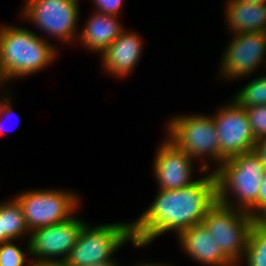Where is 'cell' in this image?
<instances>
[{
  "instance_id": "6da1fadb",
  "label": "cell",
  "mask_w": 266,
  "mask_h": 266,
  "mask_svg": "<svg viewBox=\"0 0 266 266\" xmlns=\"http://www.w3.org/2000/svg\"><path fill=\"white\" fill-rule=\"evenodd\" d=\"M214 172L180 189L161 190L152 205L132 224V244L148 245L161 234L182 231L201 224L209 209L217 202Z\"/></svg>"
},
{
  "instance_id": "7a4b0ae2",
  "label": "cell",
  "mask_w": 266,
  "mask_h": 266,
  "mask_svg": "<svg viewBox=\"0 0 266 266\" xmlns=\"http://www.w3.org/2000/svg\"><path fill=\"white\" fill-rule=\"evenodd\" d=\"M31 30L1 26L0 73L4 81L23 77L46 67L56 57V49Z\"/></svg>"
},
{
  "instance_id": "3957f363",
  "label": "cell",
  "mask_w": 266,
  "mask_h": 266,
  "mask_svg": "<svg viewBox=\"0 0 266 266\" xmlns=\"http://www.w3.org/2000/svg\"><path fill=\"white\" fill-rule=\"evenodd\" d=\"M264 166L254 150L225 159L214 170L217 200L227 206L248 212L256 203L261 188ZM233 191L239 200L236 205L227 198ZM239 204V205H238Z\"/></svg>"
},
{
  "instance_id": "277c9868",
  "label": "cell",
  "mask_w": 266,
  "mask_h": 266,
  "mask_svg": "<svg viewBox=\"0 0 266 266\" xmlns=\"http://www.w3.org/2000/svg\"><path fill=\"white\" fill-rule=\"evenodd\" d=\"M202 223L222 252L236 265L245 255L248 236L255 223L248 212L217 201Z\"/></svg>"
},
{
  "instance_id": "5b68a950",
  "label": "cell",
  "mask_w": 266,
  "mask_h": 266,
  "mask_svg": "<svg viewBox=\"0 0 266 266\" xmlns=\"http://www.w3.org/2000/svg\"><path fill=\"white\" fill-rule=\"evenodd\" d=\"M127 241H134L132 224H107L93 229L85 224L64 265L89 266L112 261L111 254Z\"/></svg>"
},
{
  "instance_id": "8992f818",
  "label": "cell",
  "mask_w": 266,
  "mask_h": 266,
  "mask_svg": "<svg viewBox=\"0 0 266 266\" xmlns=\"http://www.w3.org/2000/svg\"><path fill=\"white\" fill-rule=\"evenodd\" d=\"M169 137L179 149L192 158L207 156L218 160L225 158L219 153V141L212 117L203 115L177 116L169 122Z\"/></svg>"
},
{
  "instance_id": "52a82bcc",
  "label": "cell",
  "mask_w": 266,
  "mask_h": 266,
  "mask_svg": "<svg viewBox=\"0 0 266 266\" xmlns=\"http://www.w3.org/2000/svg\"><path fill=\"white\" fill-rule=\"evenodd\" d=\"M15 199L22 208L30 231L71 218L79 203L75 194L60 190L28 191Z\"/></svg>"
},
{
  "instance_id": "ba28073f",
  "label": "cell",
  "mask_w": 266,
  "mask_h": 266,
  "mask_svg": "<svg viewBox=\"0 0 266 266\" xmlns=\"http://www.w3.org/2000/svg\"><path fill=\"white\" fill-rule=\"evenodd\" d=\"M24 16L36 26L65 42L72 41L78 20L77 0H26ZM74 35V36H73Z\"/></svg>"
},
{
  "instance_id": "9c48e42d",
  "label": "cell",
  "mask_w": 266,
  "mask_h": 266,
  "mask_svg": "<svg viewBox=\"0 0 266 266\" xmlns=\"http://www.w3.org/2000/svg\"><path fill=\"white\" fill-rule=\"evenodd\" d=\"M85 224L72 216L63 222L32 230L28 251L30 255L37 257L32 261L64 263ZM59 255L62 257L60 260L50 258Z\"/></svg>"
},
{
  "instance_id": "30bf717a",
  "label": "cell",
  "mask_w": 266,
  "mask_h": 266,
  "mask_svg": "<svg viewBox=\"0 0 266 266\" xmlns=\"http://www.w3.org/2000/svg\"><path fill=\"white\" fill-rule=\"evenodd\" d=\"M226 107V108H225ZM212 117L219 141V153L225 158L250 152L256 140L246 110L235 101Z\"/></svg>"
},
{
  "instance_id": "8fae6325",
  "label": "cell",
  "mask_w": 266,
  "mask_h": 266,
  "mask_svg": "<svg viewBox=\"0 0 266 266\" xmlns=\"http://www.w3.org/2000/svg\"><path fill=\"white\" fill-rule=\"evenodd\" d=\"M266 32L238 33L225 51L221 72L227 78L250 74L263 62Z\"/></svg>"
},
{
  "instance_id": "7c38bea8",
  "label": "cell",
  "mask_w": 266,
  "mask_h": 266,
  "mask_svg": "<svg viewBox=\"0 0 266 266\" xmlns=\"http://www.w3.org/2000/svg\"><path fill=\"white\" fill-rule=\"evenodd\" d=\"M155 157L154 171L161 190L180 189L197 181L191 179L193 158L169 139L161 145Z\"/></svg>"
},
{
  "instance_id": "4fadbf2b",
  "label": "cell",
  "mask_w": 266,
  "mask_h": 266,
  "mask_svg": "<svg viewBox=\"0 0 266 266\" xmlns=\"http://www.w3.org/2000/svg\"><path fill=\"white\" fill-rule=\"evenodd\" d=\"M178 237L184 251L194 260L211 266H235L210 236L203 223L187 228Z\"/></svg>"
},
{
  "instance_id": "5bb4252c",
  "label": "cell",
  "mask_w": 266,
  "mask_h": 266,
  "mask_svg": "<svg viewBox=\"0 0 266 266\" xmlns=\"http://www.w3.org/2000/svg\"><path fill=\"white\" fill-rule=\"evenodd\" d=\"M142 50V42L135 33L125 32L112 42L101 54L105 70L116 76L131 73L137 64Z\"/></svg>"
},
{
  "instance_id": "9a60e30c",
  "label": "cell",
  "mask_w": 266,
  "mask_h": 266,
  "mask_svg": "<svg viewBox=\"0 0 266 266\" xmlns=\"http://www.w3.org/2000/svg\"><path fill=\"white\" fill-rule=\"evenodd\" d=\"M225 13L234 34L266 32V3L253 4L230 0Z\"/></svg>"
},
{
  "instance_id": "2e32d148",
  "label": "cell",
  "mask_w": 266,
  "mask_h": 266,
  "mask_svg": "<svg viewBox=\"0 0 266 266\" xmlns=\"http://www.w3.org/2000/svg\"><path fill=\"white\" fill-rule=\"evenodd\" d=\"M122 31L116 16L96 12L86 23L80 40L90 50L102 53Z\"/></svg>"
},
{
  "instance_id": "e0dca14e",
  "label": "cell",
  "mask_w": 266,
  "mask_h": 266,
  "mask_svg": "<svg viewBox=\"0 0 266 266\" xmlns=\"http://www.w3.org/2000/svg\"><path fill=\"white\" fill-rule=\"evenodd\" d=\"M13 199L5 204H0L2 233L9 240L17 239V237H21L25 232H30L20 204L15 198Z\"/></svg>"
},
{
  "instance_id": "ac0fdd59",
  "label": "cell",
  "mask_w": 266,
  "mask_h": 266,
  "mask_svg": "<svg viewBox=\"0 0 266 266\" xmlns=\"http://www.w3.org/2000/svg\"><path fill=\"white\" fill-rule=\"evenodd\" d=\"M244 256L247 266H266V227L259 221L250 230Z\"/></svg>"
},
{
  "instance_id": "d6986e66",
  "label": "cell",
  "mask_w": 266,
  "mask_h": 266,
  "mask_svg": "<svg viewBox=\"0 0 266 266\" xmlns=\"http://www.w3.org/2000/svg\"><path fill=\"white\" fill-rule=\"evenodd\" d=\"M234 101L244 109L266 105V75L251 80L238 92Z\"/></svg>"
},
{
  "instance_id": "ffe728a7",
  "label": "cell",
  "mask_w": 266,
  "mask_h": 266,
  "mask_svg": "<svg viewBox=\"0 0 266 266\" xmlns=\"http://www.w3.org/2000/svg\"><path fill=\"white\" fill-rule=\"evenodd\" d=\"M245 110L255 140L266 138V105L252 106Z\"/></svg>"
},
{
  "instance_id": "44dd1931",
  "label": "cell",
  "mask_w": 266,
  "mask_h": 266,
  "mask_svg": "<svg viewBox=\"0 0 266 266\" xmlns=\"http://www.w3.org/2000/svg\"><path fill=\"white\" fill-rule=\"evenodd\" d=\"M12 240L0 244V266H24L25 254Z\"/></svg>"
},
{
  "instance_id": "7402d4cb",
  "label": "cell",
  "mask_w": 266,
  "mask_h": 266,
  "mask_svg": "<svg viewBox=\"0 0 266 266\" xmlns=\"http://www.w3.org/2000/svg\"><path fill=\"white\" fill-rule=\"evenodd\" d=\"M254 221H260L266 215V170L262 176L257 203L248 211Z\"/></svg>"
},
{
  "instance_id": "603a6c76",
  "label": "cell",
  "mask_w": 266,
  "mask_h": 266,
  "mask_svg": "<svg viewBox=\"0 0 266 266\" xmlns=\"http://www.w3.org/2000/svg\"><path fill=\"white\" fill-rule=\"evenodd\" d=\"M124 0H94L97 12L117 16Z\"/></svg>"
},
{
  "instance_id": "cb8c5ba5",
  "label": "cell",
  "mask_w": 266,
  "mask_h": 266,
  "mask_svg": "<svg viewBox=\"0 0 266 266\" xmlns=\"http://www.w3.org/2000/svg\"><path fill=\"white\" fill-rule=\"evenodd\" d=\"M256 154L260 157V160L266 170V138L259 139L253 149Z\"/></svg>"
},
{
  "instance_id": "d4e9b609",
  "label": "cell",
  "mask_w": 266,
  "mask_h": 266,
  "mask_svg": "<svg viewBox=\"0 0 266 266\" xmlns=\"http://www.w3.org/2000/svg\"><path fill=\"white\" fill-rule=\"evenodd\" d=\"M3 98L5 101L0 102V119L2 116L6 117V114L9 116L13 113L9 101L6 99L7 97H3ZM4 129L5 128L2 126L0 122V135L5 133Z\"/></svg>"
},
{
  "instance_id": "484cf974",
  "label": "cell",
  "mask_w": 266,
  "mask_h": 266,
  "mask_svg": "<svg viewBox=\"0 0 266 266\" xmlns=\"http://www.w3.org/2000/svg\"><path fill=\"white\" fill-rule=\"evenodd\" d=\"M34 266H65L63 262H33Z\"/></svg>"
},
{
  "instance_id": "4316f807",
  "label": "cell",
  "mask_w": 266,
  "mask_h": 266,
  "mask_svg": "<svg viewBox=\"0 0 266 266\" xmlns=\"http://www.w3.org/2000/svg\"><path fill=\"white\" fill-rule=\"evenodd\" d=\"M89 266H118V265H116V263H114V261H108V262H103V263L91 264Z\"/></svg>"
},
{
  "instance_id": "83f0119b",
  "label": "cell",
  "mask_w": 266,
  "mask_h": 266,
  "mask_svg": "<svg viewBox=\"0 0 266 266\" xmlns=\"http://www.w3.org/2000/svg\"><path fill=\"white\" fill-rule=\"evenodd\" d=\"M9 241V239L2 233V225H1V219H0V244L3 242Z\"/></svg>"
},
{
  "instance_id": "f1b7e54d",
  "label": "cell",
  "mask_w": 266,
  "mask_h": 266,
  "mask_svg": "<svg viewBox=\"0 0 266 266\" xmlns=\"http://www.w3.org/2000/svg\"><path fill=\"white\" fill-rule=\"evenodd\" d=\"M241 2H247V3H255V4H264L266 3V0H239Z\"/></svg>"
},
{
  "instance_id": "f546056e",
  "label": "cell",
  "mask_w": 266,
  "mask_h": 266,
  "mask_svg": "<svg viewBox=\"0 0 266 266\" xmlns=\"http://www.w3.org/2000/svg\"><path fill=\"white\" fill-rule=\"evenodd\" d=\"M138 266H167V265H162V264H144V265H138Z\"/></svg>"
},
{
  "instance_id": "4dcf8cb0",
  "label": "cell",
  "mask_w": 266,
  "mask_h": 266,
  "mask_svg": "<svg viewBox=\"0 0 266 266\" xmlns=\"http://www.w3.org/2000/svg\"><path fill=\"white\" fill-rule=\"evenodd\" d=\"M259 222L266 227V215Z\"/></svg>"
},
{
  "instance_id": "1f68e13d",
  "label": "cell",
  "mask_w": 266,
  "mask_h": 266,
  "mask_svg": "<svg viewBox=\"0 0 266 266\" xmlns=\"http://www.w3.org/2000/svg\"><path fill=\"white\" fill-rule=\"evenodd\" d=\"M2 81V83L4 82V79H3V77H2V75H1V73H0V82Z\"/></svg>"
}]
</instances>
